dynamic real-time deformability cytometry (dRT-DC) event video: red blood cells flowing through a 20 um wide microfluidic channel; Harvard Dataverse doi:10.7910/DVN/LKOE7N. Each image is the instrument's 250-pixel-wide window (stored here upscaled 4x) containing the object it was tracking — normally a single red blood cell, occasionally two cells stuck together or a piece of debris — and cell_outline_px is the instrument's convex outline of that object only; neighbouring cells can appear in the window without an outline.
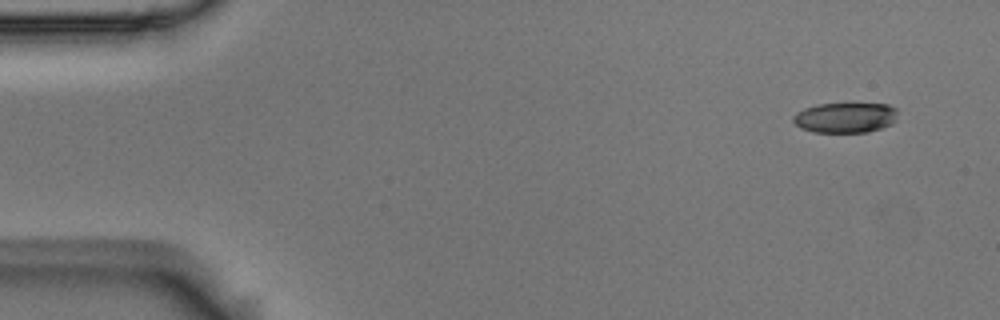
{"species": "Egyptian fruit bat (a non-hibernating species)", "species_latin": "Rousettus aegyptiacus", "temperature_condition": "room temperature", "stored_images_in_passage": 4, "camera_frame_rate_fps": 3000, "um_per_image_px": 0.085, "animal": {"sex": "male"}, "frame": {"image": 1, "passage_image": 1, "time_ms": 0.0, "image_size_px": [1000, 320], "cell_outline_px": [[896, 120], [892, 124], [868, 132], [812, 132], [800, 128], [792, 120], [792, 116], [796, 112], [804, 108], [816, 104], [888, 104], [896, 108]], "centroid_in_image_um": [71.82, 10.0], "position_along_channel_um": 13.2, "area_um2": 18.5}}